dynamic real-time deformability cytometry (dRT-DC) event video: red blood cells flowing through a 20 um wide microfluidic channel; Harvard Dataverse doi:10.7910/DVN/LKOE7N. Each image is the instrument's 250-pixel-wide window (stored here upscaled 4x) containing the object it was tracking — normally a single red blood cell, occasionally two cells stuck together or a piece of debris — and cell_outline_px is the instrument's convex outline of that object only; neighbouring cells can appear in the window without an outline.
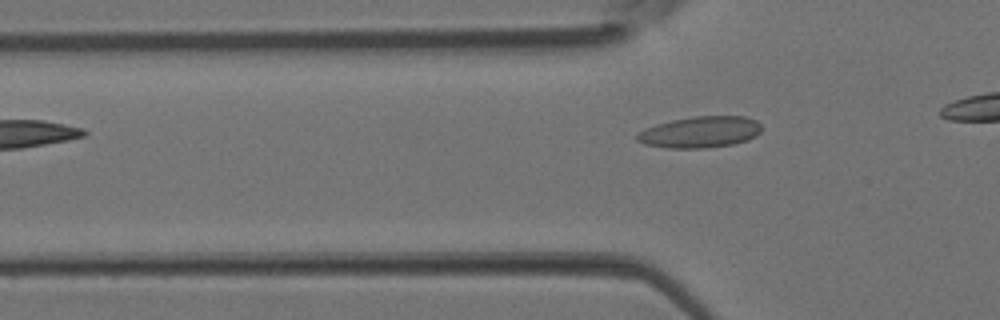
{"species": "Egyptian fruit bat (a non-hibernating species)", "species_latin": "Rousettus aegyptiacus", "temperature_condition": "room temperature", "stored_images_in_passage": 4, "camera_frame_rate_fps": 3000, "um_per_image_px": 0.085, "animal": {"sex": "female"}, "frame": {"image": 1, "passage_image": 2, "time_ms": 0.333, "image_size_px": [1000, 320], "cell_outline_px": [[760, 132], [756, 136], [748, 140], [732, 144], [708, 148], [668, 148], [644, 144], [636, 140], [636, 136], [644, 128], [656, 124], [672, 120], [696, 116], [744, 116], [756, 120], [760, 124]], "centroid_in_image_um": [59.51, 11.23], "position_along_channel_um": 66.3, "area_um2": 22.77}}